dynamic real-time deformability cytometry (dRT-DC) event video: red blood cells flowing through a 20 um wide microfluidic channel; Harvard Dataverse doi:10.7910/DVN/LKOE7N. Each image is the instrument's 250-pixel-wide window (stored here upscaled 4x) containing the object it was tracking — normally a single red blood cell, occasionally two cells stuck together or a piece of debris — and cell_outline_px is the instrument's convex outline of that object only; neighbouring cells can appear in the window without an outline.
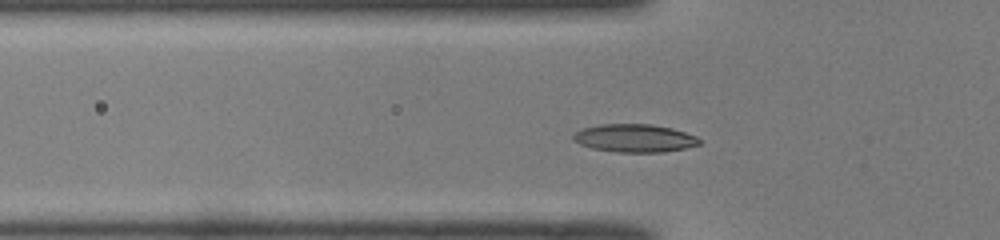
{"species": "common noctule bat (a hibernating species)", "species_latin": "Nyctalus noctula", "temperature_condition": "room temperature", "stored_images_in_passage": 36, "camera_frame_rate_fps": 3000, "um_per_image_px": 0.085, "animal": {"sex": "male", "body_mass_g": 19.0, "forearm_length_mm": 50.8}, "frame": {"image": 1, "passage_image": 2, "time_ms": 0.333, "image_size_px": [1000, 240], "cell_outline_px": [[700, 144], [684, 148], [664, 152], [616, 152], [592, 148], [580, 144], [572, 140], [572, 136], [580, 128], [600, 124], [652, 124], [672, 128], [696, 136], [700, 140]], "centroid_in_image_um": [53.9, 11.74], "position_along_channel_um": 71.9, "area_um2": 20.63}}
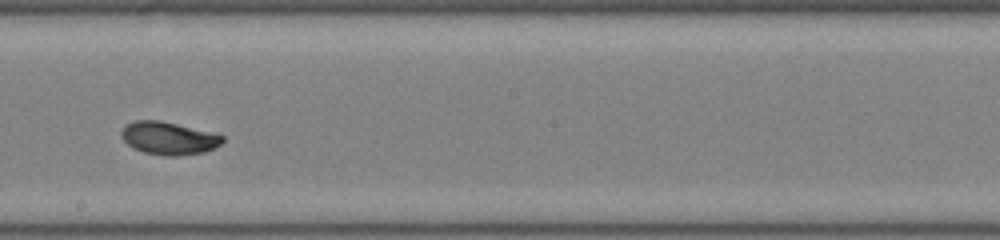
{"frame": {"image": 2, "passage_image": 14, "time_ms": 4.333, "image_size_px": [1000, 240], "cell_outline_px": [[224, 140], [220, 144], [204, 152], [176, 156], [164, 156], [144, 152], [132, 148], [120, 136], [120, 132], [128, 124], [136, 120], [160, 120], [220, 132], [224, 136]], "centroid_in_image_um": [14.39, 11.73], "position_along_channel_um": 233.8, "area_um2": 19.71}}
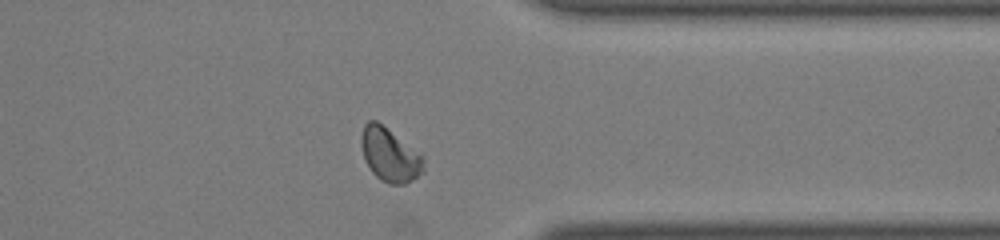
{"frame": {"image": 3, "passage_image": 25, "time_ms": 8.0, "image_size_px": [1000, 240], "cell_outline_px": [[424, 172], [412, 180], [404, 184], [388, 184], [380, 180], [372, 172], [364, 160], [360, 144], [360, 136], [364, 124], [368, 120], [376, 120], [420, 152], [424, 156]], "centroid_in_image_um": [33.12, 13.16], "position_along_channel_um": 378.3, "area_um2": 19.83}, "authors_computed_cell_mechanics": {"area_um2": 19.2474, "velocity_mm_per_s": 4.0589, "shape_relaxation_time_tau1_ms": 3.2708, "shape_relaxation_time_tau2_ms": 0.6813, "deformation_change_tau1": 0.1381, "deformation_change_tau2": 0.0308}}